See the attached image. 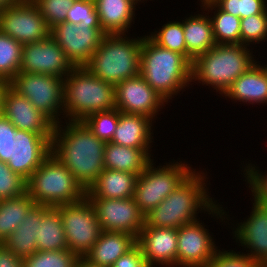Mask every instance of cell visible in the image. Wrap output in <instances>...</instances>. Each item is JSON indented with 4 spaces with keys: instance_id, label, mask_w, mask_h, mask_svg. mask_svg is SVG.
Masks as SVG:
<instances>
[{
    "instance_id": "obj_19",
    "label": "cell",
    "mask_w": 267,
    "mask_h": 267,
    "mask_svg": "<svg viewBox=\"0 0 267 267\" xmlns=\"http://www.w3.org/2000/svg\"><path fill=\"white\" fill-rule=\"evenodd\" d=\"M144 260L154 266L177 267V229L144 226L136 239Z\"/></svg>"
},
{
    "instance_id": "obj_5",
    "label": "cell",
    "mask_w": 267,
    "mask_h": 267,
    "mask_svg": "<svg viewBox=\"0 0 267 267\" xmlns=\"http://www.w3.org/2000/svg\"><path fill=\"white\" fill-rule=\"evenodd\" d=\"M64 114L83 121L95 112L116 108L115 86L98 79L86 67H75L64 78Z\"/></svg>"
},
{
    "instance_id": "obj_43",
    "label": "cell",
    "mask_w": 267,
    "mask_h": 267,
    "mask_svg": "<svg viewBox=\"0 0 267 267\" xmlns=\"http://www.w3.org/2000/svg\"><path fill=\"white\" fill-rule=\"evenodd\" d=\"M16 127L2 114L0 115V160L9 161L10 138Z\"/></svg>"
},
{
    "instance_id": "obj_15",
    "label": "cell",
    "mask_w": 267,
    "mask_h": 267,
    "mask_svg": "<svg viewBox=\"0 0 267 267\" xmlns=\"http://www.w3.org/2000/svg\"><path fill=\"white\" fill-rule=\"evenodd\" d=\"M75 66L49 35L44 40L22 47L20 72L55 75L64 79Z\"/></svg>"
},
{
    "instance_id": "obj_11",
    "label": "cell",
    "mask_w": 267,
    "mask_h": 267,
    "mask_svg": "<svg viewBox=\"0 0 267 267\" xmlns=\"http://www.w3.org/2000/svg\"><path fill=\"white\" fill-rule=\"evenodd\" d=\"M0 31L23 46L50 35V28L32 0H19L3 9L0 12Z\"/></svg>"
},
{
    "instance_id": "obj_2",
    "label": "cell",
    "mask_w": 267,
    "mask_h": 267,
    "mask_svg": "<svg viewBox=\"0 0 267 267\" xmlns=\"http://www.w3.org/2000/svg\"><path fill=\"white\" fill-rule=\"evenodd\" d=\"M194 171L169 194L156 208L145 216L144 226L158 228H180L197 220L198 210L216 214L225 219L219 204L209 198L206 178L202 172ZM202 174V175H201Z\"/></svg>"
},
{
    "instance_id": "obj_3",
    "label": "cell",
    "mask_w": 267,
    "mask_h": 267,
    "mask_svg": "<svg viewBox=\"0 0 267 267\" xmlns=\"http://www.w3.org/2000/svg\"><path fill=\"white\" fill-rule=\"evenodd\" d=\"M191 68L182 54L157 45L148 35L143 37L140 75L166 102L192 82Z\"/></svg>"
},
{
    "instance_id": "obj_34",
    "label": "cell",
    "mask_w": 267,
    "mask_h": 267,
    "mask_svg": "<svg viewBox=\"0 0 267 267\" xmlns=\"http://www.w3.org/2000/svg\"><path fill=\"white\" fill-rule=\"evenodd\" d=\"M156 33H151L149 37L159 46L168 50L182 54L187 59V47L184 38L182 22H169L164 24Z\"/></svg>"
},
{
    "instance_id": "obj_18",
    "label": "cell",
    "mask_w": 267,
    "mask_h": 267,
    "mask_svg": "<svg viewBox=\"0 0 267 267\" xmlns=\"http://www.w3.org/2000/svg\"><path fill=\"white\" fill-rule=\"evenodd\" d=\"M2 115L18 130L34 132L45 138L53 137L55 124L10 86L4 96Z\"/></svg>"
},
{
    "instance_id": "obj_22",
    "label": "cell",
    "mask_w": 267,
    "mask_h": 267,
    "mask_svg": "<svg viewBox=\"0 0 267 267\" xmlns=\"http://www.w3.org/2000/svg\"><path fill=\"white\" fill-rule=\"evenodd\" d=\"M256 62L226 90L224 96L245 103L267 104V69Z\"/></svg>"
},
{
    "instance_id": "obj_23",
    "label": "cell",
    "mask_w": 267,
    "mask_h": 267,
    "mask_svg": "<svg viewBox=\"0 0 267 267\" xmlns=\"http://www.w3.org/2000/svg\"><path fill=\"white\" fill-rule=\"evenodd\" d=\"M136 245V238L128 233L102 231L92 249L84 256L93 264L112 267L118 258Z\"/></svg>"
},
{
    "instance_id": "obj_20",
    "label": "cell",
    "mask_w": 267,
    "mask_h": 267,
    "mask_svg": "<svg viewBox=\"0 0 267 267\" xmlns=\"http://www.w3.org/2000/svg\"><path fill=\"white\" fill-rule=\"evenodd\" d=\"M236 242L249 248V255L262 267H267V205L254 198L252 212L246 221L234 229Z\"/></svg>"
},
{
    "instance_id": "obj_41",
    "label": "cell",
    "mask_w": 267,
    "mask_h": 267,
    "mask_svg": "<svg viewBox=\"0 0 267 267\" xmlns=\"http://www.w3.org/2000/svg\"><path fill=\"white\" fill-rule=\"evenodd\" d=\"M205 267H262L256 260L249 255L232 251L215 252L213 258Z\"/></svg>"
},
{
    "instance_id": "obj_16",
    "label": "cell",
    "mask_w": 267,
    "mask_h": 267,
    "mask_svg": "<svg viewBox=\"0 0 267 267\" xmlns=\"http://www.w3.org/2000/svg\"><path fill=\"white\" fill-rule=\"evenodd\" d=\"M116 108L121 113L153 119L167 102L139 74L115 86ZM156 114V115H155Z\"/></svg>"
},
{
    "instance_id": "obj_29",
    "label": "cell",
    "mask_w": 267,
    "mask_h": 267,
    "mask_svg": "<svg viewBox=\"0 0 267 267\" xmlns=\"http://www.w3.org/2000/svg\"><path fill=\"white\" fill-rule=\"evenodd\" d=\"M35 240L38 251L68 249L61 214L55 207H51L38 221V238Z\"/></svg>"
},
{
    "instance_id": "obj_21",
    "label": "cell",
    "mask_w": 267,
    "mask_h": 267,
    "mask_svg": "<svg viewBox=\"0 0 267 267\" xmlns=\"http://www.w3.org/2000/svg\"><path fill=\"white\" fill-rule=\"evenodd\" d=\"M50 206L35 204L27 213L24 221L3 242L15 255L24 259L38 251V221Z\"/></svg>"
},
{
    "instance_id": "obj_36",
    "label": "cell",
    "mask_w": 267,
    "mask_h": 267,
    "mask_svg": "<svg viewBox=\"0 0 267 267\" xmlns=\"http://www.w3.org/2000/svg\"><path fill=\"white\" fill-rule=\"evenodd\" d=\"M66 21L80 27H101L94 0H72Z\"/></svg>"
},
{
    "instance_id": "obj_48",
    "label": "cell",
    "mask_w": 267,
    "mask_h": 267,
    "mask_svg": "<svg viewBox=\"0 0 267 267\" xmlns=\"http://www.w3.org/2000/svg\"><path fill=\"white\" fill-rule=\"evenodd\" d=\"M19 0H0V12L10 5H14Z\"/></svg>"
},
{
    "instance_id": "obj_39",
    "label": "cell",
    "mask_w": 267,
    "mask_h": 267,
    "mask_svg": "<svg viewBox=\"0 0 267 267\" xmlns=\"http://www.w3.org/2000/svg\"><path fill=\"white\" fill-rule=\"evenodd\" d=\"M26 180L14 173L0 160V200L19 197L26 193Z\"/></svg>"
},
{
    "instance_id": "obj_14",
    "label": "cell",
    "mask_w": 267,
    "mask_h": 267,
    "mask_svg": "<svg viewBox=\"0 0 267 267\" xmlns=\"http://www.w3.org/2000/svg\"><path fill=\"white\" fill-rule=\"evenodd\" d=\"M93 205L102 231L124 232L136 239L145 224V216L132 198H88Z\"/></svg>"
},
{
    "instance_id": "obj_26",
    "label": "cell",
    "mask_w": 267,
    "mask_h": 267,
    "mask_svg": "<svg viewBox=\"0 0 267 267\" xmlns=\"http://www.w3.org/2000/svg\"><path fill=\"white\" fill-rule=\"evenodd\" d=\"M94 2L100 25L106 34L128 32L138 3L134 0H94Z\"/></svg>"
},
{
    "instance_id": "obj_13",
    "label": "cell",
    "mask_w": 267,
    "mask_h": 267,
    "mask_svg": "<svg viewBox=\"0 0 267 267\" xmlns=\"http://www.w3.org/2000/svg\"><path fill=\"white\" fill-rule=\"evenodd\" d=\"M52 153V138L16 130L10 138L8 167L26 181Z\"/></svg>"
},
{
    "instance_id": "obj_7",
    "label": "cell",
    "mask_w": 267,
    "mask_h": 267,
    "mask_svg": "<svg viewBox=\"0 0 267 267\" xmlns=\"http://www.w3.org/2000/svg\"><path fill=\"white\" fill-rule=\"evenodd\" d=\"M26 192L36 204L56 207L80 202L86 190L52 153L26 182Z\"/></svg>"
},
{
    "instance_id": "obj_31",
    "label": "cell",
    "mask_w": 267,
    "mask_h": 267,
    "mask_svg": "<svg viewBox=\"0 0 267 267\" xmlns=\"http://www.w3.org/2000/svg\"><path fill=\"white\" fill-rule=\"evenodd\" d=\"M200 1L206 11L209 9L216 12L214 16L209 17L216 44H241V18L221 10L212 0Z\"/></svg>"
},
{
    "instance_id": "obj_12",
    "label": "cell",
    "mask_w": 267,
    "mask_h": 267,
    "mask_svg": "<svg viewBox=\"0 0 267 267\" xmlns=\"http://www.w3.org/2000/svg\"><path fill=\"white\" fill-rule=\"evenodd\" d=\"M105 35L102 27H80L67 21L50 29V36L75 67L85 66L90 61Z\"/></svg>"
},
{
    "instance_id": "obj_27",
    "label": "cell",
    "mask_w": 267,
    "mask_h": 267,
    "mask_svg": "<svg viewBox=\"0 0 267 267\" xmlns=\"http://www.w3.org/2000/svg\"><path fill=\"white\" fill-rule=\"evenodd\" d=\"M149 150L131 148L106 142L104 150V167L140 175L152 161Z\"/></svg>"
},
{
    "instance_id": "obj_8",
    "label": "cell",
    "mask_w": 267,
    "mask_h": 267,
    "mask_svg": "<svg viewBox=\"0 0 267 267\" xmlns=\"http://www.w3.org/2000/svg\"><path fill=\"white\" fill-rule=\"evenodd\" d=\"M179 162L154 168L152 160L137 177L133 199L144 216L156 208L193 172L188 164Z\"/></svg>"
},
{
    "instance_id": "obj_9",
    "label": "cell",
    "mask_w": 267,
    "mask_h": 267,
    "mask_svg": "<svg viewBox=\"0 0 267 267\" xmlns=\"http://www.w3.org/2000/svg\"><path fill=\"white\" fill-rule=\"evenodd\" d=\"M10 87L27 98L55 125L60 123L59 113L64 112V79L55 75L19 72L10 81Z\"/></svg>"
},
{
    "instance_id": "obj_6",
    "label": "cell",
    "mask_w": 267,
    "mask_h": 267,
    "mask_svg": "<svg viewBox=\"0 0 267 267\" xmlns=\"http://www.w3.org/2000/svg\"><path fill=\"white\" fill-rule=\"evenodd\" d=\"M126 37V34H106L84 67L113 86L139 75L143 38Z\"/></svg>"
},
{
    "instance_id": "obj_38",
    "label": "cell",
    "mask_w": 267,
    "mask_h": 267,
    "mask_svg": "<svg viewBox=\"0 0 267 267\" xmlns=\"http://www.w3.org/2000/svg\"><path fill=\"white\" fill-rule=\"evenodd\" d=\"M221 10L241 19L267 11V0H212Z\"/></svg>"
},
{
    "instance_id": "obj_24",
    "label": "cell",
    "mask_w": 267,
    "mask_h": 267,
    "mask_svg": "<svg viewBox=\"0 0 267 267\" xmlns=\"http://www.w3.org/2000/svg\"><path fill=\"white\" fill-rule=\"evenodd\" d=\"M138 175L104 169L86 191L87 198L125 199L134 196Z\"/></svg>"
},
{
    "instance_id": "obj_35",
    "label": "cell",
    "mask_w": 267,
    "mask_h": 267,
    "mask_svg": "<svg viewBox=\"0 0 267 267\" xmlns=\"http://www.w3.org/2000/svg\"><path fill=\"white\" fill-rule=\"evenodd\" d=\"M79 257L70 251H37L23 259V267H74Z\"/></svg>"
},
{
    "instance_id": "obj_30",
    "label": "cell",
    "mask_w": 267,
    "mask_h": 267,
    "mask_svg": "<svg viewBox=\"0 0 267 267\" xmlns=\"http://www.w3.org/2000/svg\"><path fill=\"white\" fill-rule=\"evenodd\" d=\"M35 204L27 192L19 197L0 200V243L24 221Z\"/></svg>"
},
{
    "instance_id": "obj_33",
    "label": "cell",
    "mask_w": 267,
    "mask_h": 267,
    "mask_svg": "<svg viewBox=\"0 0 267 267\" xmlns=\"http://www.w3.org/2000/svg\"><path fill=\"white\" fill-rule=\"evenodd\" d=\"M120 111L117 108L95 112L83 122L90 131L104 142H111L119 122Z\"/></svg>"
},
{
    "instance_id": "obj_32",
    "label": "cell",
    "mask_w": 267,
    "mask_h": 267,
    "mask_svg": "<svg viewBox=\"0 0 267 267\" xmlns=\"http://www.w3.org/2000/svg\"><path fill=\"white\" fill-rule=\"evenodd\" d=\"M23 45L0 31V79L11 81L19 72Z\"/></svg>"
},
{
    "instance_id": "obj_4",
    "label": "cell",
    "mask_w": 267,
    "mask_h": 267,
    "mask_svg": "<svg viewBox=\"0 0 267 267\" xmlns=\"http://www.w3.org/2000/svg\"><path fill=\"white\" fill-rule=\"evenodd\" d=\"M252 56V52L242 44H216L193 60L191 80H198L202 85L210 84L222 95L257 62Z\"/></svg>"
},
{
    "instance_id": "obj_25",
    "label": "cell",
    "mask_w": 267,
    "mask_h": 267,
    "mask_svg": "<svg viewBox=\"0 0 267 267\" xmlns=\"http://www.w3.org/2000/svg\"><path fill=\"white\" fill-rule=\"evenodd\" d=\"M152 119L143 115L121 113L111 142L131 148L149 150L152 143ZM152 136V137H151Z\"/></svg>"
},
{
    "instance_id": "obj_10",
    "label": "cell",
    "mask_w": 267,
    "mask_h": 267,
    "mask_svg": "<svg viewBox=\"0 0 267 267\" xmlns=\"http://www.w3.org/2000/svg\"><path fill=\"white\" fill-rule=\"evenodd\" d=\"M61 214L67 246L78 257H84L102 232L96 211L87 197L80 202L55 207Z\"/></svg>"
},
{
    "instance_id": "obj_28",
    "label": "cell",
    "mask_w": 267,
    "mask_h": 267,
    "mask_svg": "<svg viewBox=\"0 0 267 267\" xmlns=\"http://www.w3.org/2000/svg\"><path fill=\"white\" fill-rule=\"evenodd\" d=\"M182 21L187 47V60L192 64L197 56L213 48L216 41L209 15H191Z\"/></svg>"
},
{
    "instance_id": "obj_44",
    "label": "cell",
    "mask_w": 267,
    "mask_h": 267,
    "mask_svg": "<svg viewBox=\"0 0 267 267\" xmlns=\"http://www.w3.org/2000/svg\"><path fill=\"white\" fill-rule=\"evenodd\" d=\"M112 267H153L148 264L141 253V249L136 244L130 251L116 260Z\"/></svg>"
},
{
    "instance_id": "obj_17",
    "label": "cell",
    "mask_w": 267,
    "mask_h": 267,
    "mask_svg": "<svg viewBox=\"0 0 267 267\" xmlns=\"http://www.w3.org/2000/svg\"><path fill=\"white\" fill-rule=\"evenodd\" d=\"M209 231L196 220L177 229V266L205 267L217 247Z\"/></svg>"
},
{
    "instance_id": "obj_47",
    "label": "cell",
    "mask_w": 267,
    "mask_h": 267,
    "mask_svg": "<svg viewBox=\"0 0 267 267\" xmlns=\"http://www.w3.org/2000/svg\"><path fill=\"white\" fill-rule=\"evenodd\" d=\"M74 267H104L91 263L85 257H79Z\"/></svg>"
},
{
    "instance_id": "obj_1",
    "label": "cell",
    "mask_w": 267,
    "mask_h": 267,
    "mask_svg": "<svg viewBox=\"0 0 267 267\" xmlns=\"http://www.w3.org/2000/svg\"><path fill=\"white\" fill-rule=\"evenodd\" d=\"M55 125L52 154L75 176L87 191L105 169L106 142L96 137L83 121Z\"/></svg>"
},
{
    "instance_id": "obj_45",
    "label": "cell",
    "mask_w": 267,
    "mask_h": 267,
    "mask_svg": "<svg viewBox=\"0 0 267 267\" xmlns=\"http://www.w3.org/2000/svg\"><path fill=\"white\" fill-rule=\"evenodd\" d=\"M0 267H23V259L0 243Z\"/></svg>"
},
{
    "instance_id": "obj_37",
    "label": "cell",
    "mask_w": 267,
    "mask_h": 267,
    "mask_svg": "<svg viewBox=\"0 0 267 267\" xmlns=\"http://www.w3.org/2000/svg\"><path fill=\"white\" fill-rule=\"evenodd\" d=\"M241 44L260 43L267 39V11L261 14L248 16L240 22Z\"/></svg>"
},
{
    "instance_id": "obj_46",
    "label": "cell",
    "mask_w": 267,
    "mask_h": 267,
    "mask_svg": "<svg viewBox=\"0 0 267 267\" xmlns=\"http://www.w3.org/2000/svg\"><path fill=\"white\" fill-rule=\"evenodd\" d=\"M10 86V81L0 79V115L2 114V105L5 93Z\"/></svg>"
},
{
    "instance_id": "obj_42",
    "label": "cell",
    "mask_w": 267,
    "mask_h": 267,
    "mask_svg": "<svg viewBox=\"0 0 267 267\" xmlns=\"http://www.w3.org/2000/svg\"><path fill=\"white\" fill-rule=\"evenodd\" d=\"M244 172V175H246L244 177L247 183H249V188H251L250 190L253 194L252 196L261 204L267 205V173L262 175V172L251 164L245 167Z\"/></svg>"
},
{
    "instance_id": "obj_40",
    "label": "cell",
    "mask_w": 267,
    "mask_h": 267,
    "mask_svg": "<svg viewBox=\"0 0 267 267\" xmlns=\"http://www.w3.org/2000/svg\"><path fill=\"white\" fill-rule=\"evenodd\" d=\"M40 10L47 26L51 29L66 21L67 10L72 0H32Z\"/></svg>"
}]
</instances>
